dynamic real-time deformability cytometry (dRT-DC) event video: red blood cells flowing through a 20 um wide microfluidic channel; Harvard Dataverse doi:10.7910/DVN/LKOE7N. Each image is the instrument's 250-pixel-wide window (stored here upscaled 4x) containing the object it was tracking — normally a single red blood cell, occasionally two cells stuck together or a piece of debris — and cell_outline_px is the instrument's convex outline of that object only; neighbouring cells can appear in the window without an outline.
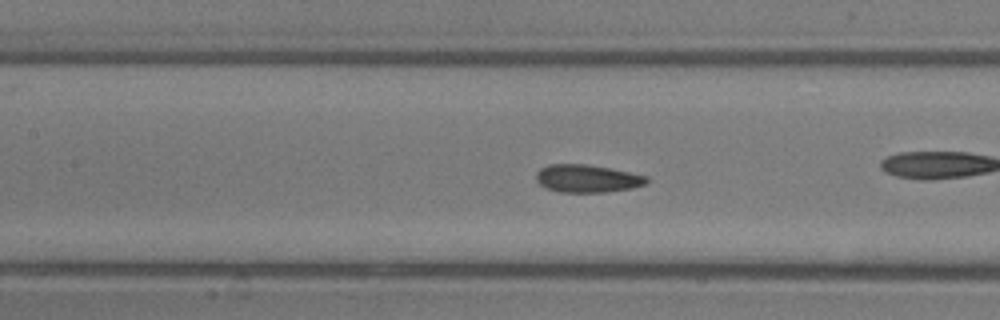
{"species": "common noctule bat (a hibernating species)", "species_latin": "Nyctalus noctula", "temperature_condition": "room temperature", "stored_images_in_passage": 50, "camera_frame_rate_fps": 3000, "um_per_image_px": 0.085, "animal": {"sex": "male", "body_mass_g": 13.3}, "frame": {"image": 1, "passage_image": 22, "time_ms": 7.0, "image_size_px": [1000, 320], "cell_outline_px": [[648, 184], [632, 188], [604, 192], [560, 192], [548, 188], [540, 184], [536, 180], [536, 172], [540, 168], [548, 164], [584, 164], [608, 168], [648, 176]], "centroid_in_image_um": [49.91, 15.17], "position_along_channel_um": 157.5, "area_um2": 17.8}, "authors_computed_cell_mechanics": {"area_um2": 17.8891, "velocity_mm_per_s": 4.1894, "shape_relaxation_time_tau1_ms": 5.9632, "shape_relaxation_time_tau2_ms": 1.4098, "deformation_change_tau1": 0.1515, "deformation_change_tau2": 0.0786}}